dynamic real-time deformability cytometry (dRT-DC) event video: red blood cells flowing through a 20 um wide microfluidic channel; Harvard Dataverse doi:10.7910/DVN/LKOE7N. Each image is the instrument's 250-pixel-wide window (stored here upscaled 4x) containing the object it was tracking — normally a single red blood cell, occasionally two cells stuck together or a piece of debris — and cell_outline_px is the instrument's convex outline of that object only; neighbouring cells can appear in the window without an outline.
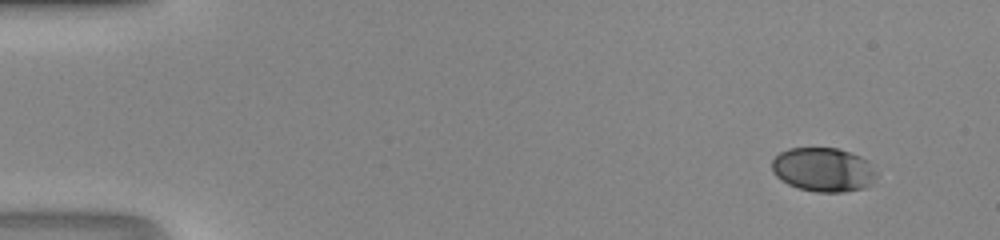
{"species": "human", "species_latin": "Homo sapiens", "temperature_condition": "room temperature", "stored_images_in_passage": 45, "camera_frame_rate_fps": 3000, "um_per_image_px": 0.085, "donor": {"sex": "male"}, "frame": {"image": 1, "passage_image": 1, "time_ms": 0.0, "image_size_px": [1000, 240], "cell_outline_px": [[876, 176], [864, 188], [844, 192], [816, 192], [800, 188], [788, 184], [780, 180], [772, 172], [772, 160], [780, 152], [788, 148], [836, 148], [860, 156], [868, 160], [876, 172]], "centroid_in_image_um": [69.95, 14.42], "position_along_channel_um": 15.0, "area_um2": 26.76}}
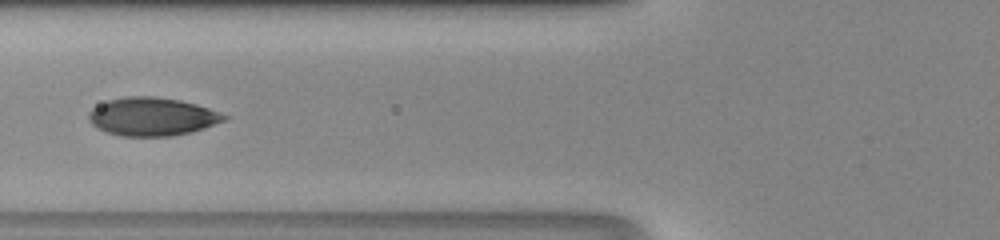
{"frame": {"image": 2, "passage_image": 17, "time_ms": 5.333, "image_size_px": [1000, 240], "cell_outline_px": [[228, 116], [224, 120], [204, 128], [192, 132], [172, 136], [120, 136], [104, 132], [96, 128], [88, 120], [88, 112], [92, 108], [108, 100], [124, 96], [156, 96], [180, 100], [196, 104], [220, 112]], "centroid_in_image_um": [12.88, 9.91], "position_along_channel_um": 112.9, "area_um2": 30.4}}
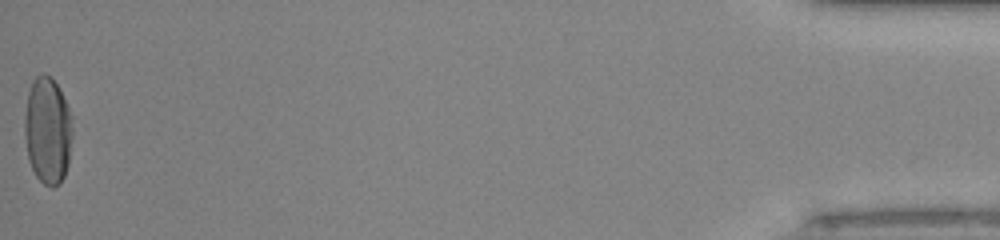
{"frame": {"image": 3, "passage_image": 45, "time_ms": 14.667, "image_size_px": [1000, 240], "cell_outline_px": [[72, 136], [68, 164], [64, 176], [60, 184], [52, 188], [44, 184], [36, 176], [28, 160], [24, 136], [24, 120], [28, 92], [32, 80], [36, 76], [44, 72], [56, 84], [72, 116]], "centroid_in_image_um": [4.04, 11.12], "position_along_channel_um": 431.2, "area_um2": 29.94}}